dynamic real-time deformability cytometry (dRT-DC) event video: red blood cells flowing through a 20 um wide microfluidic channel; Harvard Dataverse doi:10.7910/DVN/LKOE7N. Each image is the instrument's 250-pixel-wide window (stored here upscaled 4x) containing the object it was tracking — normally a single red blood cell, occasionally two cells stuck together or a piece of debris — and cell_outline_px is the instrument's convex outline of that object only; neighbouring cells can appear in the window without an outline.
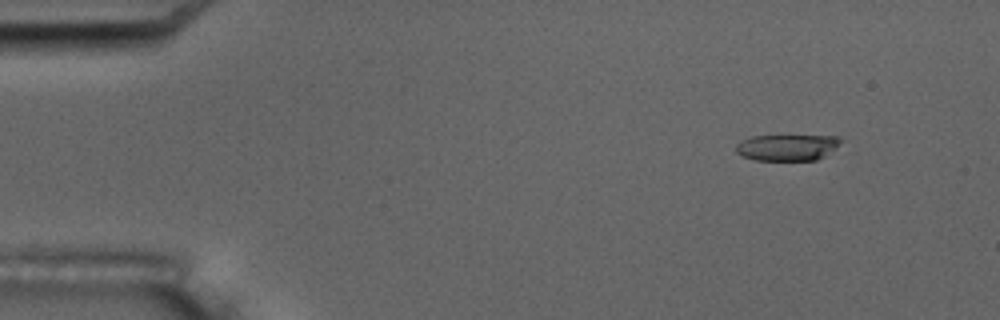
{"species": "common noctule bat (a hibernating species)", "species_latin": "Nyctalus noctula", "temperature_condition": "room temperature", "stored_images_in_passage": 5, "camera_frame_rate_fps": 3000, "um_per_image_px": 0.085, "animal": {"sex": "male", "body_mass_g": 17.5, "forearm_length_mm": 52.3}, "frame": {"image": 1, "passage_image": 2, "time_ms": 1.333, "image_size_px": [1000, 320], "cell_outline_px": [[844, 140], [836, 148], [824, 156], [816, 160], [756, 160], [744, 156], [736, 152], [736, 144], [740, 140], [752, 136], [836, 136]], "centroid_in_image_um": [66.92, 12.52], "position_along_channel_um": 18.1, "area_um2": 16.01}}
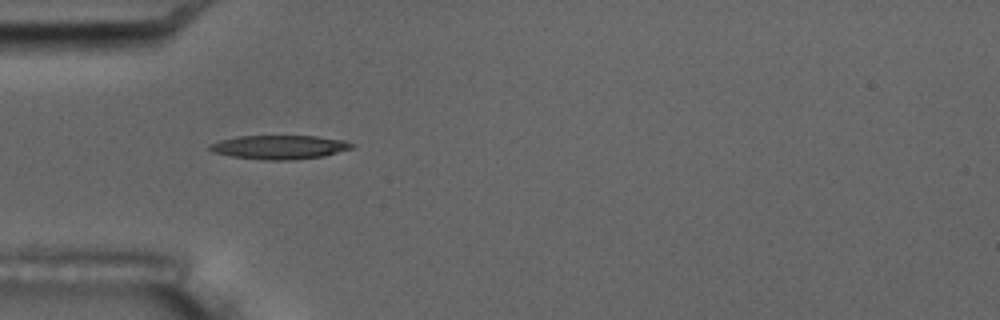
{"frame": {"image": 2, "passage_image": 4, "time_ms": 5.333, "image_size_px": [1000, 320], "cell_outline_px": [[356, 144], [352, 148], [324, 156], [292, 160], [264, 160], [232, 156], [212, 152], [208, 148], [208, 144], [220, 140], [236, 136], [316, 136], [344, 140]], "centroid_in_image_um": [23.74, 12.5], "position_along_channel_um": 61.3, "area_um2": 19.88}}